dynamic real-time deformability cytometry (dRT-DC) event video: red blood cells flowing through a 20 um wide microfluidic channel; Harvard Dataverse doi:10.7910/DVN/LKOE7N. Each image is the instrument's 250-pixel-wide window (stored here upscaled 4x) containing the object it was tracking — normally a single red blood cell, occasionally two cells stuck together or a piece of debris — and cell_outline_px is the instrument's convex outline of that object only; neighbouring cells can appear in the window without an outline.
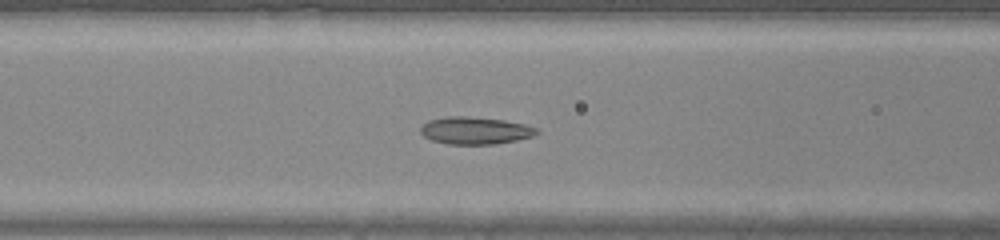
{"species": "common noctule bat (a hibernating species)", "species_latin": "Nyctalus noctula", "temperature_condition": "warm", "stored_images_in_passage": 41, "camera_frame_rate_fps": 3000, "um_per_image_px": 0.085, "animal": {"sex": "male", "body_mass_g": 20.0, "forearm_length_mm": 53.3}, "frame": {"image": 1, "passage_image": 15, "time_ms": 4.667, "image_size_px": [1000, 240], "cell_outline_px": [[540, 132], [532, 136], [516, 140], [496, 144], [448, 144], [432, 140], [424, 136], [420, 132], [420, 128], [428, 120], [448, 116], [464, 116], [504, 120], [524, 124], [540, 128]], "centroid_in_image_um": [40.41, 11.09], "position_along_channel_um": 126.2, "area_um2": 18.5}}
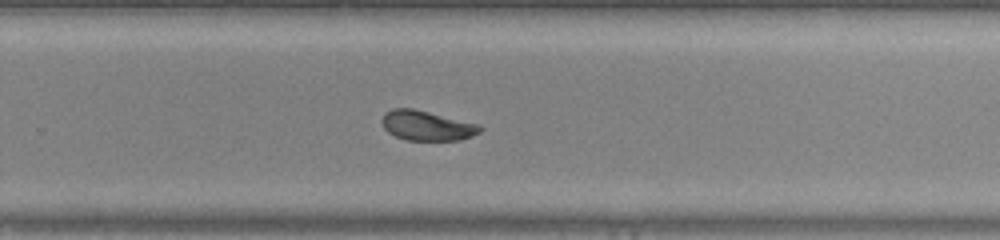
{"frame": {"image": 2, "passage_image": 26, "time_ms": 8.333, "image_size_px": [1000, 240], "cell_outline_px": [[484, 128], [480, 132], [472, 136], [460, 140], [404, 140], [388, 132], [384, 128], [380, 120], [384, 112], [392, 108], [412, 108], [480, 124]], "centroid_in_image_um": [36.27, 10.67], "position_along_channel_um": 293.5, "area_um2": 17.22}}
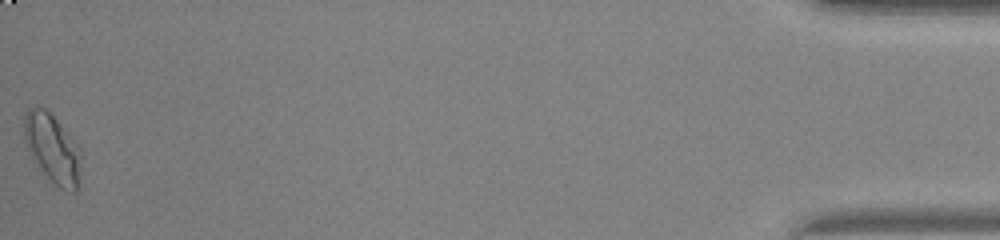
{"frame": {"image": 3, "passage_image": 41, "time_ms": 13.333, "image_size_px": [1000, 240], "cell_outline_px": [[80, 164], [76, 192], [72, 192], [60, 188], [32, 160], [24, 140], [24, 112], [28, 108], [44, 108], [56, 120], [80, 148]], "centroid_in_image_um": [4.42, 12.61], "position_along_channel_um": 430.8, "area_um2": 22.25}}